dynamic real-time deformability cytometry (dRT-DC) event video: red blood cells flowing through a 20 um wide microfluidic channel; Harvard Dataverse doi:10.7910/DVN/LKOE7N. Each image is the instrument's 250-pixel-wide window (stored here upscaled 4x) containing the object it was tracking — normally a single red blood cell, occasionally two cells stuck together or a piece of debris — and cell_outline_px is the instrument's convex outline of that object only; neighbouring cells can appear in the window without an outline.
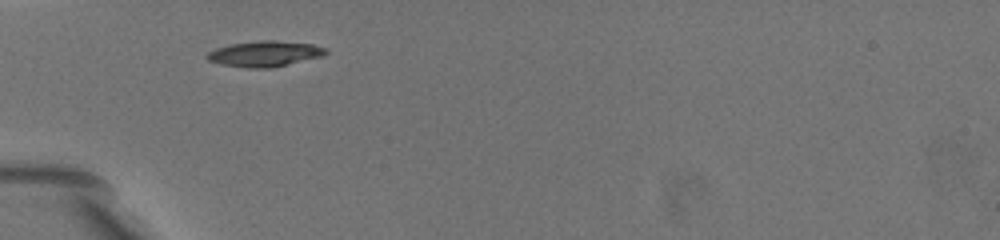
{"species": "common noctule bat (a hibernating species)", "species_latin": "Nyctalus noctula", "temperature_condition": "warm", "stored_images_in_passage": 15, "camera_frame_rate_fps": 3000, "um_per_image_px": 0.085, "animal": {"sex": "female", "body_mass_g": 19.5, "forearm_length_mm": 54.1}, "frame": {"image": 1, "passage_image": 1, "time_ms": 0.0, "image_size_px": [1000, 240], "cell_outline_px": [[328, 52], [320, 56], [288, 64], [268, 68], [248, 68], [220, 64], [208, 60], [204, 56], [208, 52], [216, 48], [232, 44], [260, 40], [276, 40], [312, 44], [328, 48]], "centroid_in_image_um": [22.48, 4.56], "position_along_channel_um": 62.5, "area_um2": 17.63}}
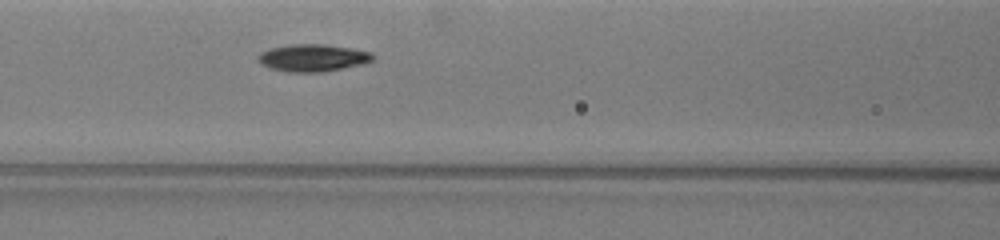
{"frame": {"image": 2, "passage_image": 10, "time_ms": 2.333, "image_size_px": [1000, 240], "cell_outline_px": [[376, 56], [372, 60], [364, 64], [324, 72], [288, 72], [268, 68], [260, 64], [256, 56], [260, 52], [272, 48], [292, 44], [324, 44], [348, 48], [368, 52]], "centroid_in_image_um": [26.54, 4.93], "position_along_channel_um": 140.1, "area_um2": 18.26}}
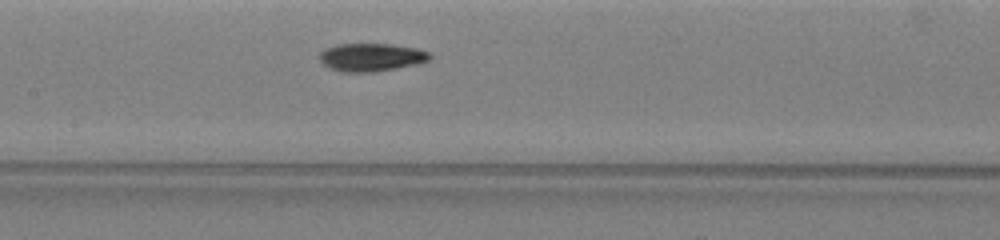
{"frame": {"image": 3, "passage_image": 14, "time_ms": 3.333, "image_size_px": [1000, 240], "cell_outline_px": [[432, 56], [428, 60], [420, 64], [376, 72], [344, 72], [328, 68], [320, 60], [320, 52], [324, 48], [336, 44], [392, 44], [416, 48], [428, 52]], "centroid_in_image_um": [31.56, 4.87], "position_along_channel_um": 175.8, "area_um2": 18.21}}